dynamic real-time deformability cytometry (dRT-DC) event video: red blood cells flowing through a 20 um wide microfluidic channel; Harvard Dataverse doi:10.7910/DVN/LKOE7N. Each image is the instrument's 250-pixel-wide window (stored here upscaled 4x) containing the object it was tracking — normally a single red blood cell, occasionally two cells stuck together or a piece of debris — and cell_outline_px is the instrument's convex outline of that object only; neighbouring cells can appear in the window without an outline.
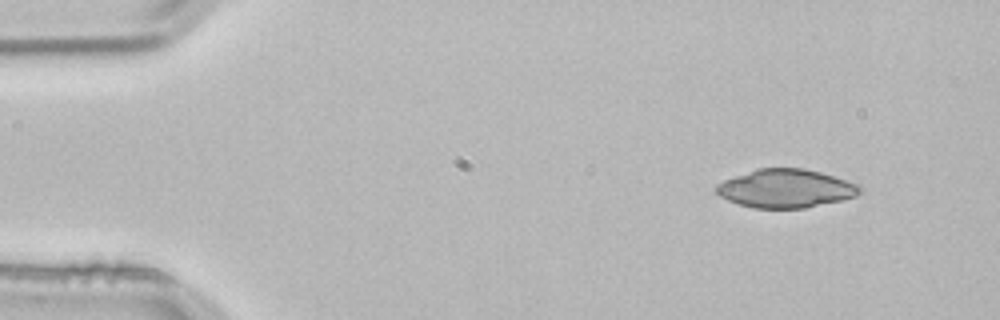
{"species": "common noctule bat (a hibernating species)", "species_latin": "Nyctalus noctula", "temperature_condition": "room temperature", "stored_images_in_passage": 3, "segment_of_instrument_passage": [1, 2], "camera_frame_rate_fps": 3000, "um_per_image_px": 0.085, "animal": {"sex": "male", "body_mass_g": 21.5, "forearm_length_mm": 52.0}, "frame": {"image": 1, "passage_image": 1, "time_ms": 0.0, "image_size_px": [1000, 320], "cell_outline_px": [[864, 188], [856, 196], [840, 200], [804, 208], [752, 208], [728, 200], [720, 196], [712, 188], [716, 184], [724, 180], [760, 168], [804, 168], [820, 172], [860, 184]], "centroid_in_image_um": [66.79, 16.02], "position_along_channel_um": 18.2, "area_um2": 32.08}}